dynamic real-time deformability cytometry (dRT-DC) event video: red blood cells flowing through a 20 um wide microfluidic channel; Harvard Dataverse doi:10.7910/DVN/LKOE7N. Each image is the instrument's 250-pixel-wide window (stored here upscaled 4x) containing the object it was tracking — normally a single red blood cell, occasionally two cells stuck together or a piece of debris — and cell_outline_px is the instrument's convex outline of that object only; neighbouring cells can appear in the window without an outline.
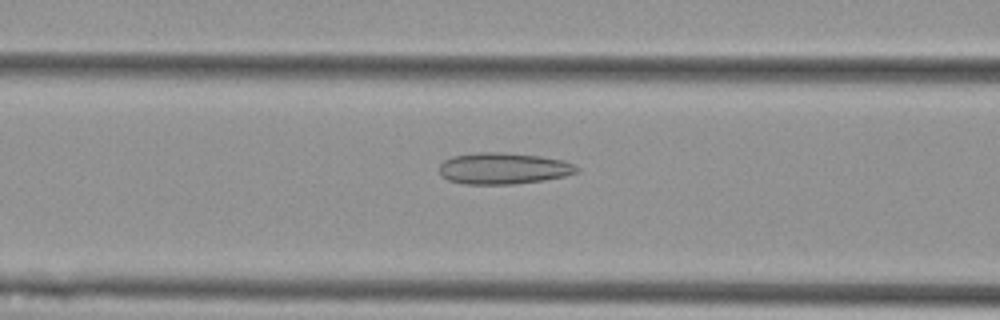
{"species": "Egyptian fruit bat (a non-hibernating species)", "species_latin": "Rousettus aegyptiacus", "temperature_condition": "cold", "stored_images_in_passage": 9, "camera_frame_rate_fps": 3000, "um_per_image_px": 0.085, "animal": {"sex": "female"}, "frame": {"image": 1, "passage_image": 7, "time_ms": 2.0, "image_size_px": [1000, 320], "cell_outline_px": [[580, 172], [564, 176], [544, 180], [512, 184], [464, 184], [448, 180], [440, 172], [440, 164], [444, 160], [452, 156], [476, 152], [504, 152], [540, 156], [564, 160], [580, 168]], "centroid_in_image_um": [42.81, 14.31], "position_along_channel_um": 123.8, "area_um2": 25.26}}